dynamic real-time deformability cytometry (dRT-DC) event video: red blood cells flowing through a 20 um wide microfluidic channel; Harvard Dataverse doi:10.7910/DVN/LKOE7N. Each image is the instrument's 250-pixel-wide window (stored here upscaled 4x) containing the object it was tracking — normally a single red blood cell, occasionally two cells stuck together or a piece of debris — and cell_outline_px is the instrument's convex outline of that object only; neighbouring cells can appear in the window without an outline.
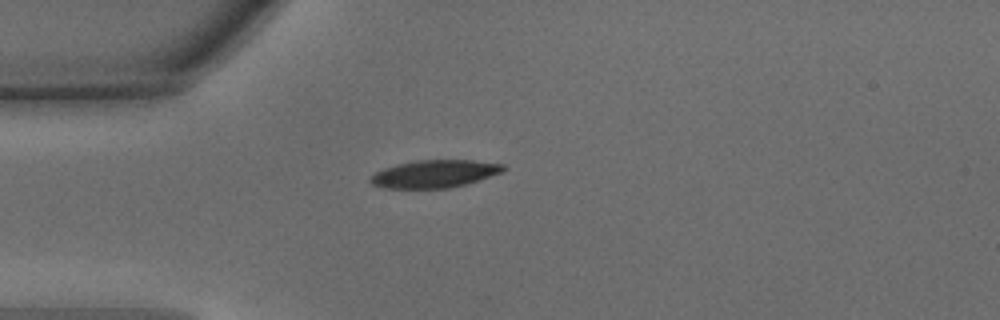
{"species": "common noctule bat (a hibernating species)", "species_latin": "Nyctalus noctula", "temperature_condition": "warm", "stored_images_in_passage": 35, "camera_frame_rate_fps": 3000, "um_per_image_px": 0.085, "animal": {"sex": "male", "body_mass_g": 15.6}, "frame": {"image": 1, "passage_image": 1, "time_ms": 0.0, "image_size_px": [1000, 320], "cell_outline_px": [[508, 168], [500, 172], [468, 184], [452, 188], [384, 188], [372, 184], [368, 180], [376, 172], [384, 168], [396, 164], [416, 160], [472, 160], [504, 164]], "centroid_in_image_um": [36.94, 14.77], "position_along_channel_um": 48.1, "area_um2": 21.44}}
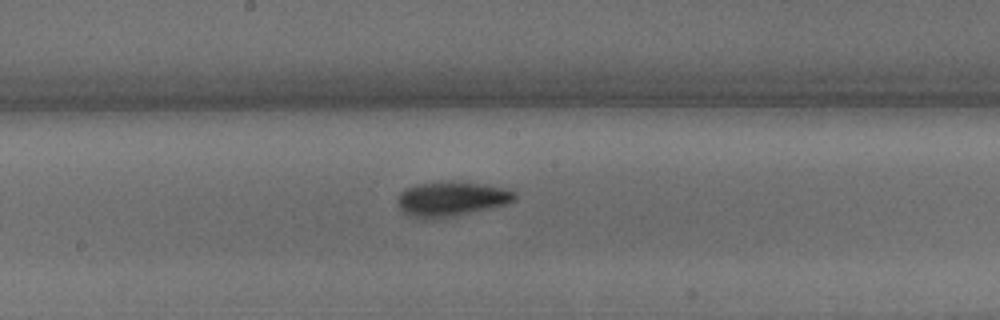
{"frame": {"image": 2, "passage_image": 13, "time_ms": 4.0, "image_size_px": [1000, 320], "cell_outline_px": [[516, 200], [504, 204], [488, 208], [452, 216], [420, 220], [408, 216], [400, 212], [396, 204], [396, 200], [400, 192], [404, 188], [416, 184], [456, 180], [484, 184], [504, 188], [516, 192]], "centroid_in_image_um": [38.27, 16.9], "position_along_channel_um": 209.9, "area_um2": 24.1}}
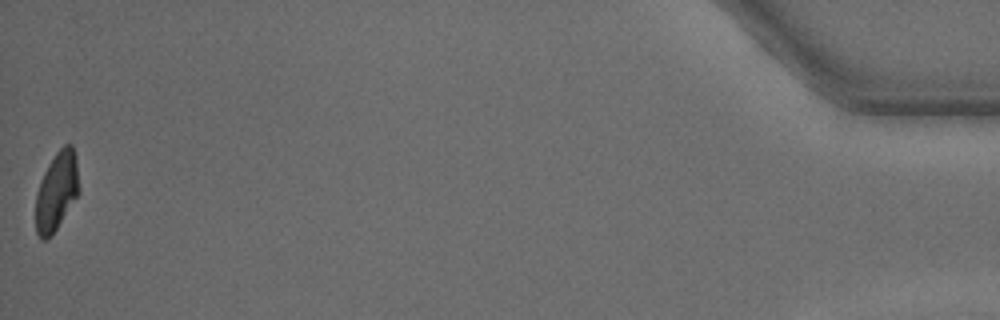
{"frame": {"image": 3, "passage_image": 35, "time_ms": 11.333, "image_size_px": [1000, 320], "cell_outline_px": [[80, 192], [56, 228], [44, 240], [40, 240], [36, 232], [36, 192], [44, 172], [48, 164], [56, 152], [64, 144], [72, 144], [76, 160], [80, 188]], "centroid_in_image_um": [4.82, 16.23], "position_along_channel_um": 430.4, "area_um2": 19.65}, "authors_computed_cell_mechanics": {"area_um2": 21.8484, "velocity_mm_per_s": 4.3343, "shape_relaxation_time_tau1_ms": 2.5633, "shape_relaxation_time_tau2_ms": 2.9342, "deformation_change_tau1": 0.1385, "deformation_change_tau2": 0.089}}